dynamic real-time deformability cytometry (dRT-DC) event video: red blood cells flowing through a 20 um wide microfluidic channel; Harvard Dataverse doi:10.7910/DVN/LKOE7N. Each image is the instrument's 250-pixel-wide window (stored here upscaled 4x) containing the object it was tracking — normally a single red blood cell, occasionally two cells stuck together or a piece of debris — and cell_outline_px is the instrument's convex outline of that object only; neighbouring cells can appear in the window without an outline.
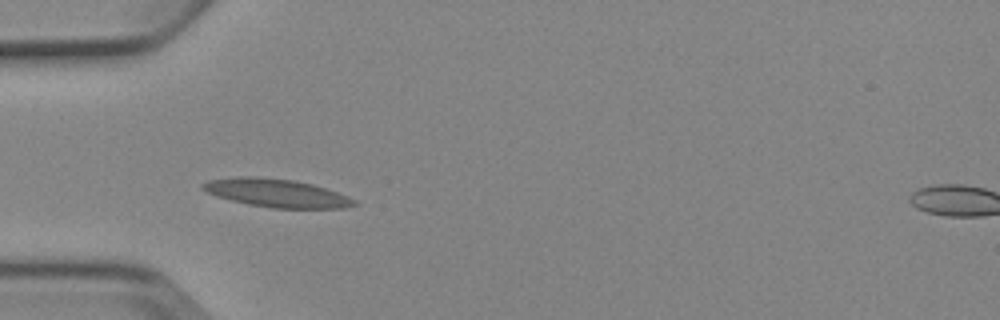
{"species": "Egyptian fruit bat (a non-hibernating species)", "species_latin": "Rousettus aegyptiacus", "temperature_condition": "cold", "stored_images_in_passage": 6, "camera_frame_rate_fps": 3000, "um_per_image_px": 0.085, "animal": {"sex": "female"}, "frame": {"image": 1, "passage_image": 5, "time_ms": 4.667, "image_size_px": [1000, 320], "cell_outline_px": [[356, 204], [344, 208], [272, 208], [248, 204], [216, 196], [200, 188], [200, 184], [208, 180], [236, 176], [256, 176], [292, 180], [312, 184], [348, 196], [356, 200]], "centroid_in_image_um": [23.46, 16.4], "position_along_channel_um": 61.5, "area_um2": 24.8}}
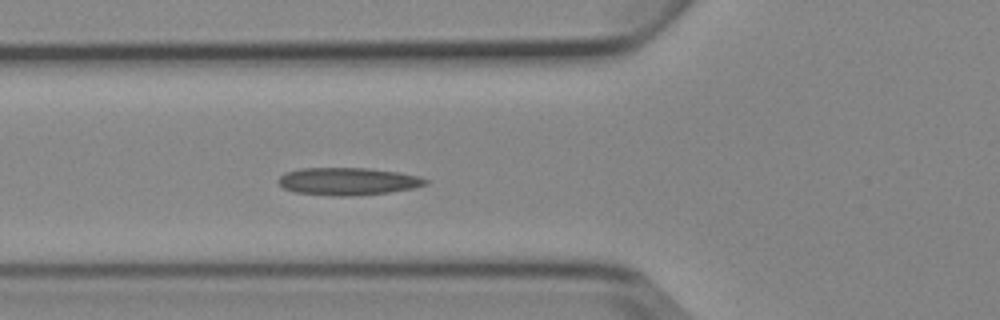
{"frame": {"image": 2, "passage_image": 6, "time_ms": 5.667, "image_size_px": [1000, 320], "cell_outline_px": [[428, 184], [412, 188], [388, 192], [348, 196], [332, 196], [296, 192], [284, 188], [276, 180], [284, 172], [300, 168], [368, 168], [400, 172], [420, 176], [428, 180]], "centroid_in_image_um": [29.56, 15.4], "position_along_channel_um": 96.2, "area_um2": 23.64}}